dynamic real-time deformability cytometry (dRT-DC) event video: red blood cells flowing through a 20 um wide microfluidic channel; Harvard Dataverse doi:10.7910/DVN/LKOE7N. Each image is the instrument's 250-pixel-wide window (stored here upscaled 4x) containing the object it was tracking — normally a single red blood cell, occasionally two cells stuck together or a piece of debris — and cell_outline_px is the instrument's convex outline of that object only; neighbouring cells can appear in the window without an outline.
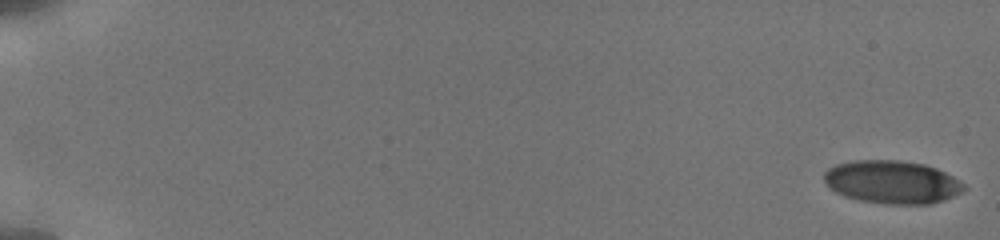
{"species": "human", "species_latin": "Homo sapiens", "temperature_condition": "cold", "stored_images_in_passage": 25, "camera_frame_rate_fps": 3000, "um_per_image_px": 0.085, "donor": {"sex": "male"}, "frame": {"image": 1, "passage_image": 1, "time_ms": 0.0, "image_size_px": [1000, 240], "cell_outline_px": [[968, 188], [944, 200], [928, 204], [884, 204], [860, 200], [844, 196], [836, 192], [824, 180], [824, 172], [828, 168], [836, 164], [852, 160], [900, 160], [924, 164], [936, 168], [960, 180]], "centroid_in_image_um": [75.83, 15.47], "position_along_channel_um": 9.2, "area_um2": 35.08}}
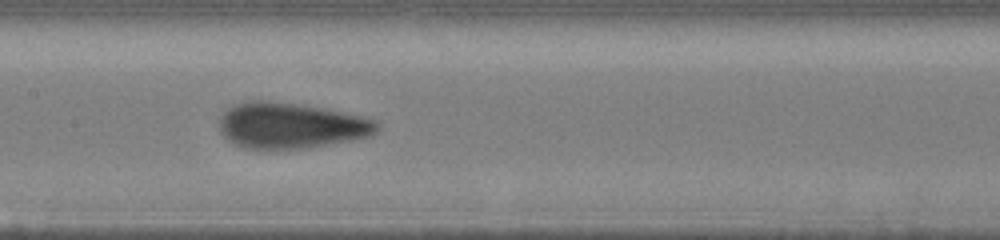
{"frame": {"image": 2, "passage_image": 22, "time_ms": 9.667, "image_size_px": [1000, 240], "cell_outline_px": [[380, 128], [376, 132], [368, 136], [352, 140], [308, 148], [240, 148], [228, 140], [220, 132], [220, 116], [232, 104], [252, 100], [268, 100], [324, 108], [360, 116], [376, 120], [380, 124]], "centroid_in_image_um": [24.7, 10.66], "position_along_channel_um": 182.7, "area_um2": 42.08}}
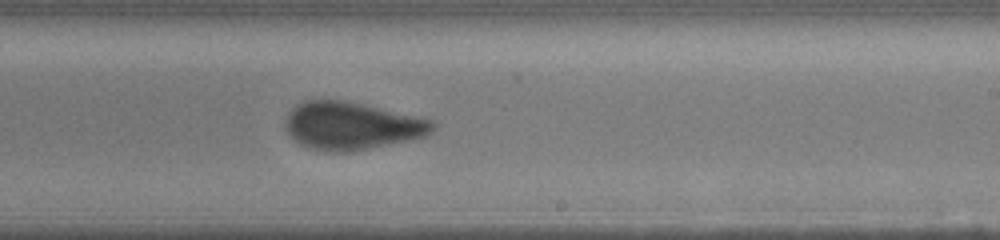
{"frame": {"image": 3, "passage_image": 25, "time_ms": 11.667, "image_size_px": [1000, 240], "cell_outline_px": [[436, 128], [432, 132], [424, 136], [408, 140], [348, 152], [332, 152], [308, 148], [300, 144], [284, 128], [288, 116], [292, 108], [296, 104], [304, 100], [344, 100], [364, 104], [432, 120], [436, 124]], "centroid_in_image_um": [29.88, 10.69], "position_along_channel_um": 259.1, "area_um2": 40.58}}